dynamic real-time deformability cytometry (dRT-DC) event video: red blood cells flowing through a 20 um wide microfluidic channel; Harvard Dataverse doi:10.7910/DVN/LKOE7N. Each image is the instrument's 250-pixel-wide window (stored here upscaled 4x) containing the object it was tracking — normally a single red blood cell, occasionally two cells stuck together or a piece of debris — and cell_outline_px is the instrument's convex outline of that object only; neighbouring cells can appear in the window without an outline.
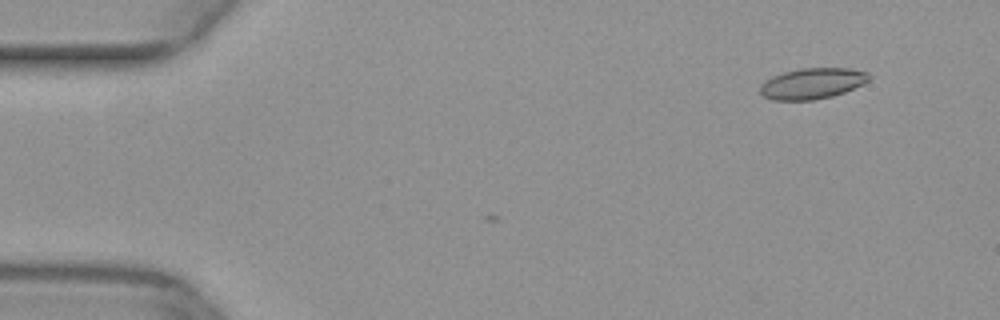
{"species": "common noctule bat (a hibernating species)", "species_latin": "Nyctalus noctula", "temperature_condition": "warm", "stored_images_in_passage": 3, "camera_frame_rate_fps": 3000, "um_per_image_px": 0.085, "animal": {"sex": "female", "body_mass_g": 29.2, "forearm_length_mm": 56.3}, "frame": {"image": 1, "passage_image": 3, "time_ms": 0.667, "image_size_px": [1000, 320], "cell_outline_px": [[872, 76], [868, 80], [844, 92], [832, 96], [812, 100], [772, 100], [764, 96], [760, 92], [760, 84], [764, 80], [772, 76], [784, 72], [800, 68], [848, 68], [868, 72]], "centroid_in_image_um": [69.01, 7.09], "position_along_channel_um": 16.0, "area_um2": 19.54}}